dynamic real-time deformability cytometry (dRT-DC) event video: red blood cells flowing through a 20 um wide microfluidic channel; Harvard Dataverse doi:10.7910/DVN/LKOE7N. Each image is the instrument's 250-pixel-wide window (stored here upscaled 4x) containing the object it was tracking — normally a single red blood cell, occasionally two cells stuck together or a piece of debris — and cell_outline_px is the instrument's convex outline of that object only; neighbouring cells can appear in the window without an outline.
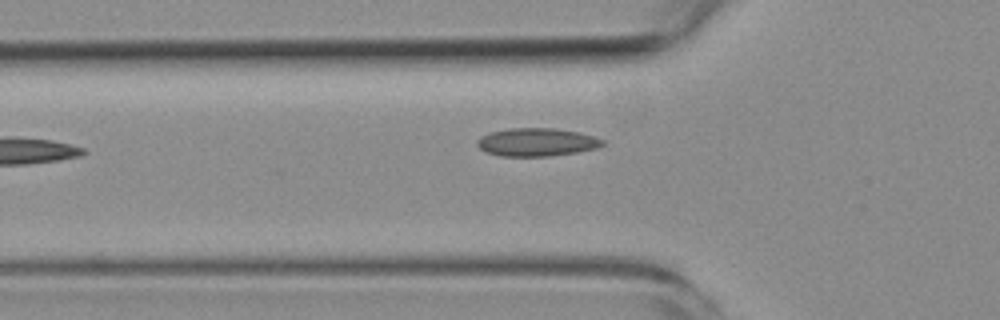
{"species": "common noctule bat (a hibernating species)", "species_latin": "Nyctalus noctula", "temperature_condition": "room temperature", "stored_images_in_passage": 6, "camera_frame_rate_fps": 3000, "um_per_image_px": 0.085, "animal": {"sex": "female", "body_mass_g": 19.3, "forearm_length_mm": 54.1}, "frame": {"image": 1, "passage_image": 5, "time_ms": 4.667, "image_size_px": [1000, 320], "cell_outline_px": [[604, 144], [596, 148], [576, 152], [548, 156], [500, 156], [488, 152], [480, 148], [476, 144], [476, 140], [480, 136], [488, 132], [508, 128], [556, 128], [576, 132], [592, 136], [604, 140]], "centroid_in_image_um": [45.57, 12.07], "position_along_channel_um": 80.2, "area_um2": 20.46}}
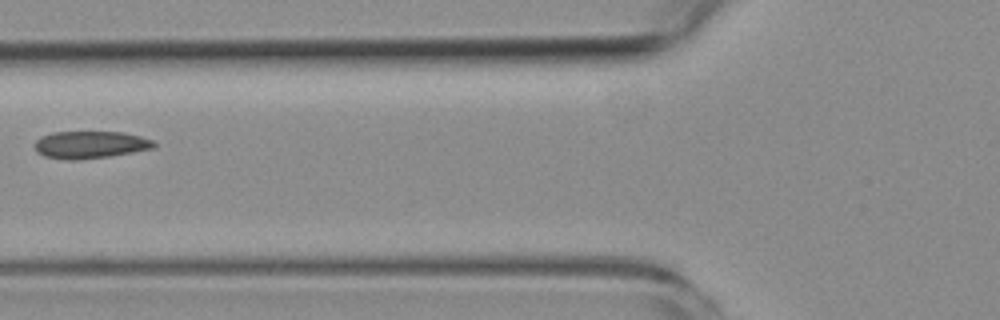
{"frame": {"image": 2, "passage_image": 6, "time_ms": 5.667, "image_size_px": [1000, 320], "cell_outline_px": [[156, 144], [152, 148], [132, 152], [108, 156], [76, 160], [68, 160], [44, 156], [36, 152], [36, 140], [40, 136], [52, 132], [124, 132], [140, 136], [152, 140]], "centroid_in_image_um": [7.64, 12.29], "position_along_channel_um": 118.2, "area_um2": 18.84}}